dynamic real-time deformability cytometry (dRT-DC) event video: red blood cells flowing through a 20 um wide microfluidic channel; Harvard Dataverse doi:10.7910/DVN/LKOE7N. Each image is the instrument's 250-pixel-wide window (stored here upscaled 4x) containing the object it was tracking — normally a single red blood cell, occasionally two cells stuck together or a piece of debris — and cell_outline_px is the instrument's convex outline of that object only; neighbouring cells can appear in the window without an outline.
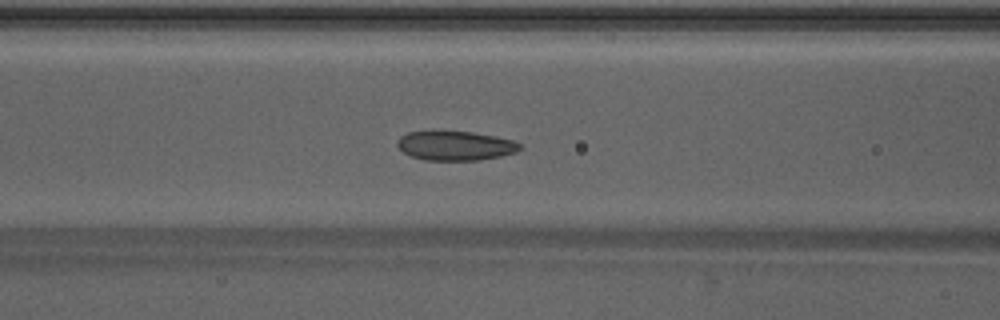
{"species": "Egyptian fruit bat (a non-hibernating species)", "species_latin": "Rousettus aegyptiacus", "temperature_condition": "warm", "stored_images_in_passage": 48, "camera_frame_rate_fps": 3000, "um_per_image_px": 0.085, "animal": {"sex": "male"}, "frame": {"image": 1, "passage_image": 20, "time_ms": 6.333, "image_size_px": [1000, 320], "cell_outline_px": [[520, 148], [516, 152], [500, 156], [480, 160], [424, 160], [412, 156], [404, 152], [396, 144], [396, 140], [400, 136], [408, 132], [472, 132], [496, 136], [512, 140], [520, 144]], "centroid_in_image_um": [38.69, 12.39], "position_along_channel_um": 127.9, "area_um2": 20.69}}
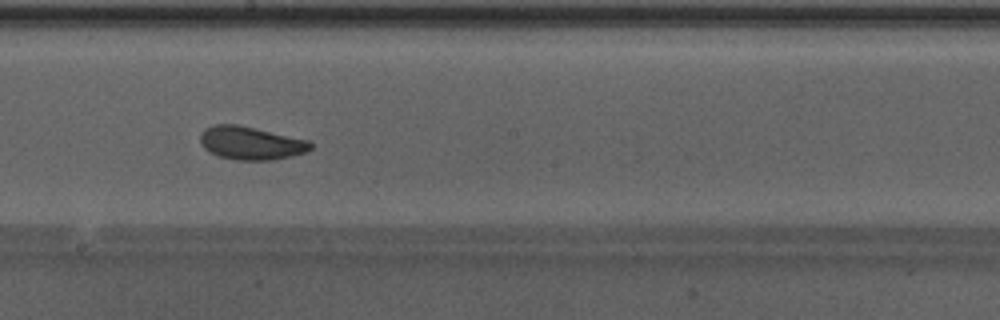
{"frame": {"image": 2, "passage_image": 27, "time_ms": 8.667, "image_size_px": [1000, 320], "cell_outline_px": [[312, 148], [304, 152], [272, 160], [236, 160], [220, 156], [204, 148], [200, 144], [200, 132], [204, 128], [216, 124], [236, 124], [308, 140], [312, 144]], "centroid_in_image_um": [21.27, 12.15], "position_along_channel_um": 226.9, "area_um2": 21.04}}
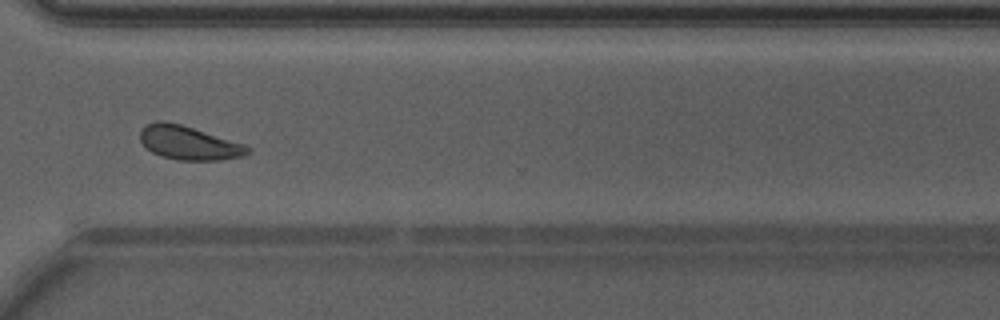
{"frame": {"image": 3, "passage_image": 36, "time_ms": 11.667, "image_size_px": [1000, 320], "cell_outline_px": [[252, 152], [244, 156], [220, 160], [176, 160], [160, 156], [152, 152], [140, 140], [140, 132], [148, 124], [156, 120], [164, 120], [180, 124], [244, 144], [252, 148]], "centroid_in_image_um": [16.07, 12.15], "position_along_channel_um": 354.5, "area_um2": 21.1}, "authors_computed_cell_mechanics": {"area_um2": 21.3571, "velocity_mm_per_s": 4.2491, "shape_relaxation_time_tau1_ms": 2.4291, "shape_relaxation_time_tau2_ms": 1.2809, "deformation_change_tau1": 0.0954, "deformation_change_tau2": 0.0545}}